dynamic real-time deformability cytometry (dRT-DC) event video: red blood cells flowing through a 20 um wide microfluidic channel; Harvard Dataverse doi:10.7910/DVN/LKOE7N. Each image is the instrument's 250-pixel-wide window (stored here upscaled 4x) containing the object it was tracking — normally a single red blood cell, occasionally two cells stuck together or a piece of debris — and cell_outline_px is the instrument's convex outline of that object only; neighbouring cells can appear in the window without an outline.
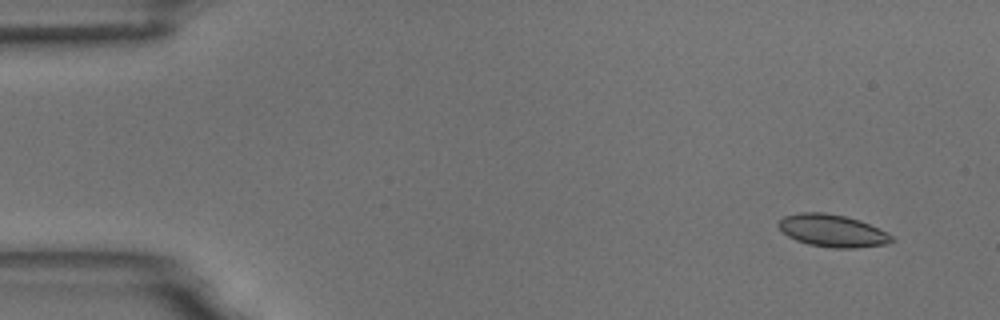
{"species": "common noctule bat (a hibernating species)", "species_latin": "Nyctalus noctula", "temperature_condition": "room temperature", "stored_images_in_passage": 14, "camera_frame_rate_fps": 3000, "um_per_image_px": 0.085, "animal": {"sex": "male", "body_mass_g": 18.8}, "frame": {"image": 1, "passage_image": 1, "time_ms": 0.0, "image_size_px": [1000, 320], "cell_outline_px": [[896, 240], [888, 244], [856, 248], [832, 248], [808, 244], [796, 240], [788, 236], [776, 224], [784, 216], [800, 212], [824, 212], [844, 216], [860, 220], [888, 232]], "centroid_in_image_um": [70.79, 19.61], "position_along_channel_um": 14.2, "area_um2": 21.5}}
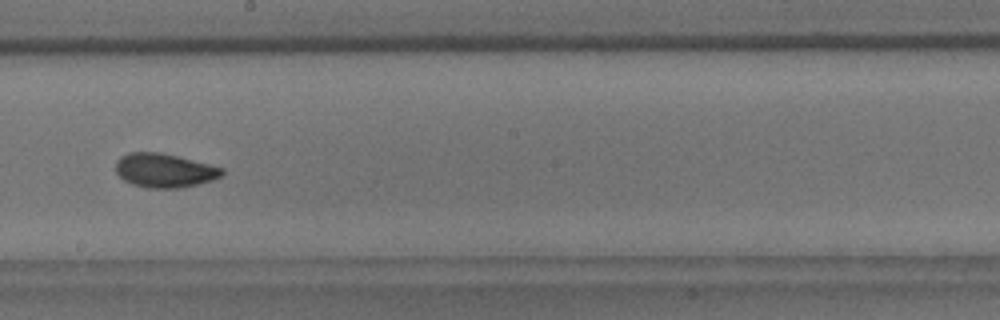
{"frame": {"image": 2, "passage_image": 8, "time_ms": 9.0, "image_size_px": [1000, 320], "cell_outline_px": [[224, 172], [220, 176], [212, 180], [180, 188], [148, 188], [132, 184], [124, 180], [116, 172], [116, 160], [120, 156], [128, 152], [160, 152], [224, 168]], "centroid_in_image_um": [13.94, 14.48], "position_along_channel_um": 234.3, "area_um2": 20.92}}
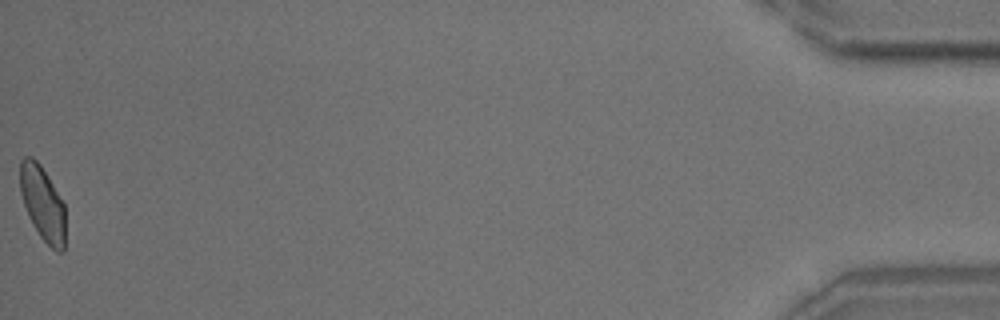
{"frame": {"image": 3, "passage_image": 14, "time_ms": 17.0, "image_size_px": [1000, 320], "cell_outline_px": [[64, 252], [56, 252], [40, 236], [32, 224], [28, 216], [20, 192], [20, 160], [24, 156], [32, 156], [40, 164], [64, 204]], "centroid_in_image_um": [3.6, 17.28], "position_along_channel_um": 431.6, "area_um2": 19.48}, "authors_computed_cell_mechanics": {"area_um2": 20.808, "velocity_mm_per_s": 3.7068, "shape_relaxation_time_tau1_ms": null, "shape_relaxation_time_tau2_ms": 1.1202, "deformation_change_tau1": null, "deformation_change_tau2": 0.0326}}